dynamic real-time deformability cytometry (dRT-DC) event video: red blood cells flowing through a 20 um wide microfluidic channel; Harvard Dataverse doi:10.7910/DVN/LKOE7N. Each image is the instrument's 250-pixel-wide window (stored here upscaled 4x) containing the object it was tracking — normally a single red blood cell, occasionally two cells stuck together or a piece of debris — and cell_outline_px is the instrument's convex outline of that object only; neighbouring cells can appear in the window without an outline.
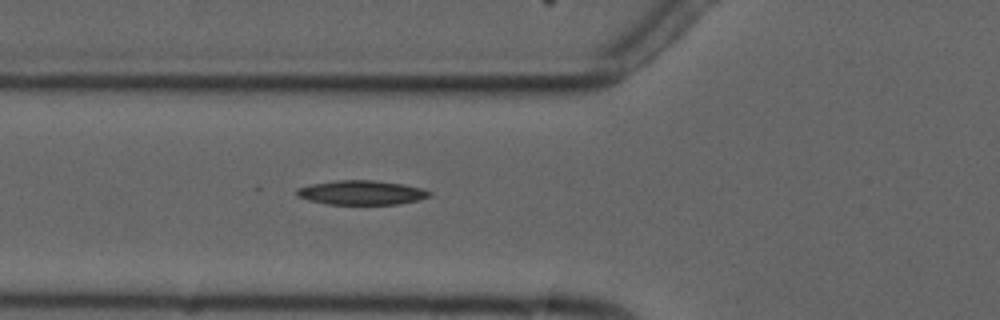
{"species": "common noctule bat (a hibernating species)", "species_latin": "Nyctalus noctula", "temperature_condition": "cold", "stored_images_in_passage": 6, "camera_frame_rate_fps": 3000, "um_per_image_px": 0.085, "animal": {"sex": "male", "forearm_length_mm": 52.5}, "frame": {"image": 1, "passage_image": 6, "time_ms": 5.667, "image_size_px": [1000, 320], "cell_outline_px": [[432, 196], [416, 200], [396, 204], [328, 204], [308, 200], [296, 196], [296, 188], [312, 184], [336, 180], [376, 180], [404, 184], [424, 188], [432, 192]], "centroid_in_image_um": [30.74, 16.36], "position_along_channel_um": 95.1, "area_um2": 18.9}}